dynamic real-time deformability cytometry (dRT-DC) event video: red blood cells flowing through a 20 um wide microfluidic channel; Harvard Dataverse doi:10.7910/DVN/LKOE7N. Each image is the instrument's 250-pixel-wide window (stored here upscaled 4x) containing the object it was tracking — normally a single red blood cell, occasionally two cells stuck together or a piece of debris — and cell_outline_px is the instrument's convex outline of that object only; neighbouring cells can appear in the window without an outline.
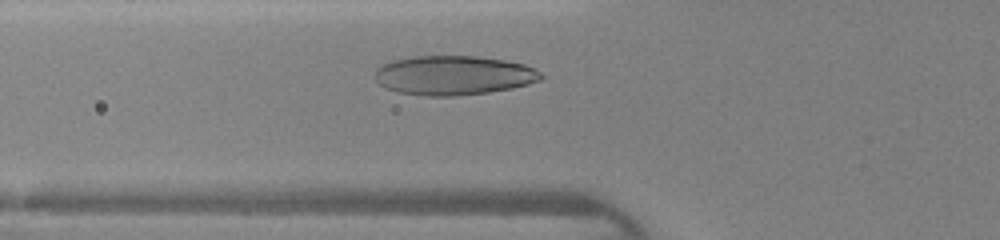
{"species": "human", "species_latin": "Homo sapiens", "temperature_condition": "warm", "stored_images_in_passage": 29, "camera_frame_rate_fps": 3000, "um_per_image_px": 0.085, "donor": {"sex": "female"}, "frame": {"image": 1, "passage_image": 8, "time_ms": 2.333, "image_size_px": [1000, 240], "cell_outline_px": [[544, 76], [540, 80], [528, 84], [512, 88], [488, 92], [456, 96], [428, 96], [396, 92], [384, 88], [376, 80], [376, 68], [392, 60], [412, 56], [476, 56], [504, 60], [524, 64], [540, 72]], "centroid_in_image_um": [38.54, 6.4], "position_along_channel_um": 87.3, "area_um2": 38.09}}
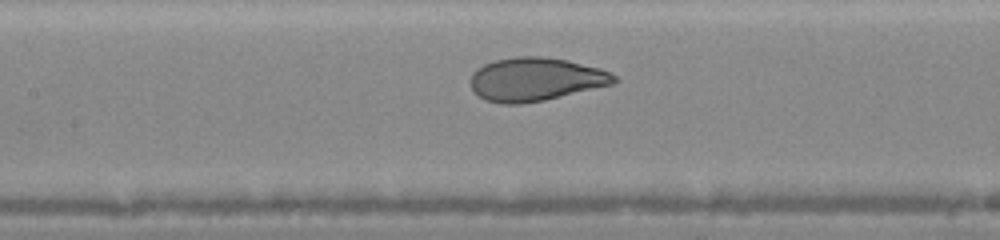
{"frame": {"image": 2, "passage_image": 13, "time_ms": 4.0, "image_size_px": [1000, 240], "cell_outline_px": [[620, 80], [612, 84], [544, 100], [520, 104], [500, 104], [484, 100], [472, 88], [472, 72], [476, 68], [484, 64], [496, 60], [516, 56], [540, 56], [568, 60], [600, 68], [616, 76]], "centroid_in_image_um": [45.52, 6.73], "position_along_channel_um": 161.9, "area_um2": 36.18}}
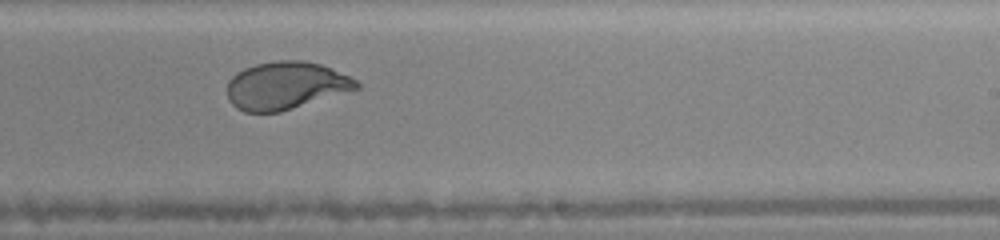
{"frame": {"image": 3, "passage_image": 20, "time_ms": 6.333, "image_size_px": [1000, 240], "cell_outline_px": [[360, 88], [280, 112], [244, 112], [236, 108], [228, 100], [228, 80], [236, 72], [244, 68], [256, 64], [276, 60], [304, 60], [320, 64], [348, 76], [356, 80], [360, 84]], "centroid_in_image_um": [24.26, 7.27], "position_along_channel_um": 264.7, "area_um2": 35.84}}